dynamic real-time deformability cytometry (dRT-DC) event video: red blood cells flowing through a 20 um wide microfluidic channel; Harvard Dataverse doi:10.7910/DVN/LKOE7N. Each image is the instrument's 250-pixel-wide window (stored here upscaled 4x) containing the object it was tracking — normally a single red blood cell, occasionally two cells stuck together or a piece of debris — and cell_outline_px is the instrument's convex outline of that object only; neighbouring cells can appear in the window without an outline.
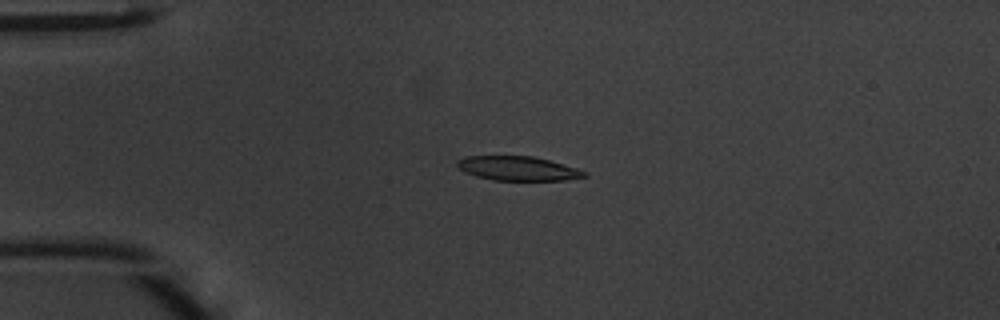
{"species": "common noctule bat (a hibernating species)", "species_latin": "Nyctalus noctula", "temperature_condition": "warm", "stored_images_in_passage": 48, "camera_frame_rate_fps": 3000, "um_per_image_px": 0.085, "animal": {"sex": "male", "body_mass_g": 20.1, "forearm_length_mm": 53.5}, "frame": {"image": 1, "passage_image": 12, "time_ms": 3.667, "image_size_px": [1000, 320], "cell_outline_px": [[588, 176], [564, 180], [492, 180], [476, 176], [464, 172], [456, 164], [456, 160], [464, 156], [532, 156], [548, 160], [576, 168], [588, 172]], "centroid_in_image_um": [43.99, 14.31], "position_along_channel_um": 41.0, "area_um2": 17.92}}
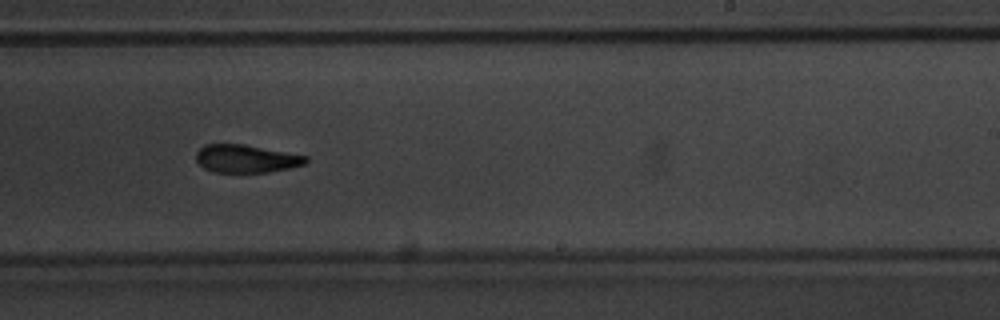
{"frame": {"image": 2, "passage_image": 30, "time_ms": 9.667, "image_size_px": [1000, 320], "cell_outline_px": [[308, 160], [304, 164], [288, 168], [268, 172], [212, 172], [204, 168], [196, 160], [196, 152], [204, 144], [244, 144], [308, 156]], "centroid_in_image_um": [20.9, 13.48], "position_along_channel_um": 268.1, "area_um2": 17.8}}
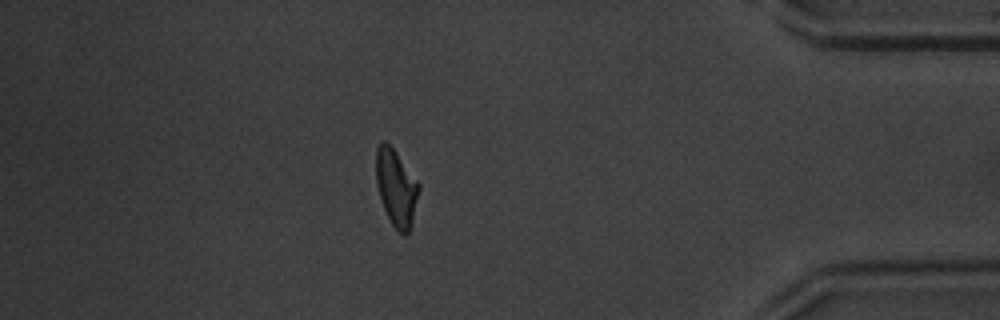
{"frame": {"image": 3, "passage_image": 42, "time_ms": 13.667, "image_size_px": [1000, 320], "cell_outline_px": [[420, 188], [412, 220], [408, 232], [404, 236], [392, 224], [384, 208], [376, 184], [376, 148], [384, 140], [396, 152], [420, 184]], "centroid_in_image_um": [33.67, 15.93], "position_along_channel_um": 401.5, "area_um2": 18.73}, "authors_computed_cell_mechanics": {"area_um2": 18.8428, "velocity_mm_per_s": 4.2574, "shape_relaxation_time_tau1_ms": 2.9785, "shape_relaxation_time_tau2_ms": 1.9293, "deformation_change_tau1": 0.1462, "deformation_change_tau2": 0.0882}}